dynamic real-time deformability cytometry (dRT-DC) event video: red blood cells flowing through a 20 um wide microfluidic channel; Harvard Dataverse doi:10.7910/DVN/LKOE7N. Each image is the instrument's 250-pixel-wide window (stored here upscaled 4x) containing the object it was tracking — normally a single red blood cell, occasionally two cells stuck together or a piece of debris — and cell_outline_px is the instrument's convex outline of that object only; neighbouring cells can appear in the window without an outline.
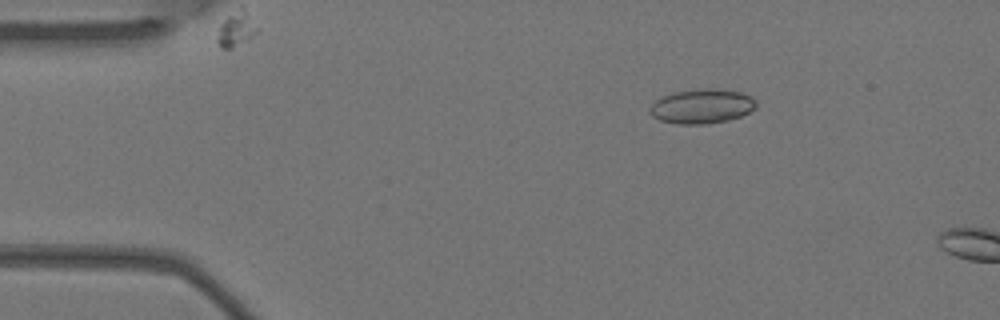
{"species": "Egyptian fruit bat (a non-hibernating species)", "species_latin": "Rousettus aegyptiacus", "temperature_condition": "warm", "stored_images_in_passage": 2, "camera_frame_rate_fps": 3000, "um_per_image_px": 0.085, "animal": {"sex": "female"}, "frame": {"image": 1, "passage_image": 1, "time_ms": 0.0, "image_size_px": [1000, 320], "cell_outline_px": [[756, 108], [740, 116], [728, 120], [708, 124], [676, 124], [660, 120], [652, 116], [648, 112], [652, 104], [656, 100], [664, 96], [676, 92], [704, 88], [720, 88], [740, 92], [752, 96], [756, 100]], "centroid_in_image_um": [59.68, 9.03], "position_along_channel_um": 25.3, "area_um2": 21.44}}